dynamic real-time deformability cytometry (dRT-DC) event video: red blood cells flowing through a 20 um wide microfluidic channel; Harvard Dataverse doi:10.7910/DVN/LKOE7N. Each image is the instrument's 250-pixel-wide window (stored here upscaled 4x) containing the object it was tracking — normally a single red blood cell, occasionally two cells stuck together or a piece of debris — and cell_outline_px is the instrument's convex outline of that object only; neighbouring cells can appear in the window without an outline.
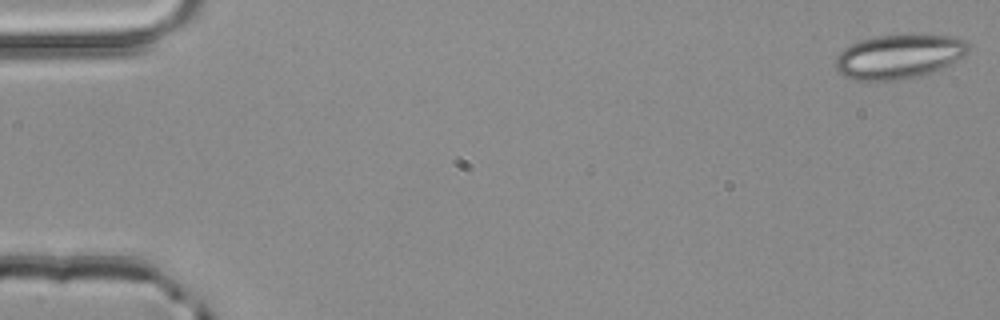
{"species": "common noctule bat (a hibernating species)", "species_latin": "Nyctalus noctula", "temperature_condition": "room temperature", "stored_images_in_passage": 4, "camera_frame_rate_fps": 3000, "um_per_image_px": 0.085, "animal": {"sex": "male", "body_mass_g": 20.4}, "frame": {"image": 1, "passage_image": 1, "time_ms": 0.0, "image_size_px": [1000, 320], "cell_outline_px": [[968, 52], [964, 56], [928, 76], [900, 80], [856, 80], [844, 76], [836, 68], [836, 56], [844, 48], [860, 40], [876, 36], [952, 36], [964, 40], [968, 44]], "centroid_in_image_um": [76.42, 4.84], "position_along_channel_um": 8.6, "area_um2": 34.1}}